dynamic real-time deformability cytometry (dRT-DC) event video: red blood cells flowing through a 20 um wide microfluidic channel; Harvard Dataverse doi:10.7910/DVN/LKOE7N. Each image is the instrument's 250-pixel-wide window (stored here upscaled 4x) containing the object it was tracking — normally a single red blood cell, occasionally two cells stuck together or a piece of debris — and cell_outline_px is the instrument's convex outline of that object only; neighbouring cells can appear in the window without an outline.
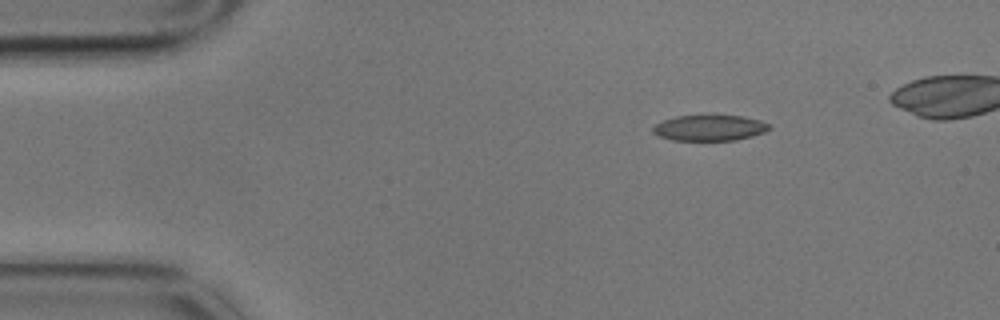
{"species": "common noctule bat (a hibernating species)", "species_latin": "Nyctalus noctula", "temperature_condition": "cold", "stored_images_in_passage": 4, "camera_frame_rate_fps": 3000, "um_per_image_px": 0.085, "animal": {"sex": "male", "body_mass_g": 17.9}, "frame": {"image": 1, "passage_image": 4, "time_ms": 1.0, "image_size_px": [1000, 320], "cell_outline_px": [[772, 128], [764, 132], [752, 136], [736, 140], [672, 140], [656, 136], [652, 132], [652, 128], [656, 124], [664, 120], [676, 116], [744, 116], [760, 120], [768, 124]], "centroid_in_image_um": [60.3, 10.88], "position_along_channel_um": 24.7, "area_um2": 17.4}}